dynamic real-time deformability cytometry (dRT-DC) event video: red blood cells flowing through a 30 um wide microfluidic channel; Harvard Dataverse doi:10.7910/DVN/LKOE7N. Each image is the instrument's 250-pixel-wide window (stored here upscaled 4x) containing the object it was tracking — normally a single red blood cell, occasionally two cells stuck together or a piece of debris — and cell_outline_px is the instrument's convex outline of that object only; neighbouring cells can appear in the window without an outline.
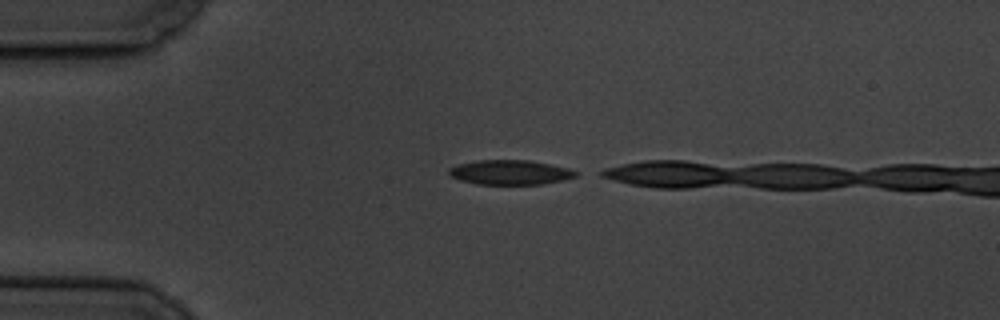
{"species": "common noctule bat (a hibernating species)", "species_latin": "Nyctalus noctula", "temperature_condition": "cold", "stored_images_in_passage": 7, "camera_frame_rate_fps": 3000, "um_per_image_px": 0.085, "animal": {"sex": "male", "body_mass_g": 19.5, "forearm_length_mm": 54.6}, "frame": {"image": 1, "passage_image": 1, "time_ms": 0.0, "image_size_px": [1000, 320], "cell_outline_px": [[580, 172], [576, 176], [564, 180], [544, 184], [476, 184], [460, 180], [448, 176], [448, 168], [456, 164], [476, 160], [528, 160], [568, 168]], "centroid_in_image_um": [43.32, 14.65], "position_along_channel_um": 41.7, "area_um2": 18.38}}
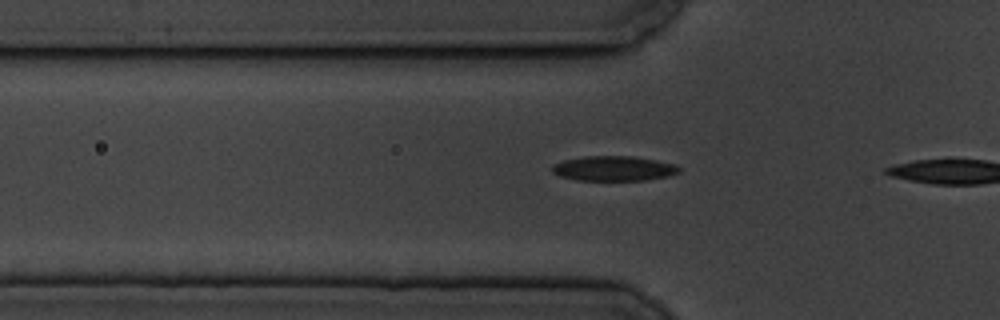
{"frame": {"image": 2, "passage_image": 6, "time_ms": 1.667, "image_size_px": [1000, 320], "cell_outline_px": [[680, 172], [668, 176], [644, 180], [576, 180], [560, 176], [552, 172], [552, 164], [564, 160], [584, 156], [632, 156], [656, 160], [676, 164], [680, 168]], "centroid_in_image_um": [52.16, 14.31], "position_along_channel_um": 73.6, "area_um2": 18.44}}